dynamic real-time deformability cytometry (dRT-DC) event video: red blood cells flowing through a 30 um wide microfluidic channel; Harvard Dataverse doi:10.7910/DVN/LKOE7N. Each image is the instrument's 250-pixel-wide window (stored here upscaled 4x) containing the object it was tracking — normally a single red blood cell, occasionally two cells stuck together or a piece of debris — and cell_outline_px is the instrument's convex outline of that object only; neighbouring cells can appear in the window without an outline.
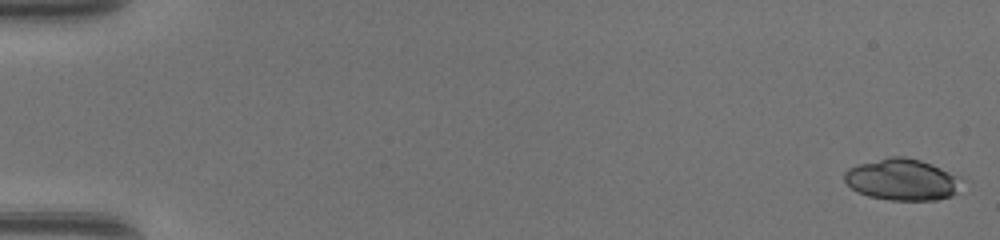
{"species": "common noctule bat (a hibernating species)", "species_latin": "Nyctalus noctula", "temperature_condition": "warm", "stored_images_in_passage": 48, "camera_frame_rate_fps": 3000, "um_per_image_px": 0.085, "animal": {"sex": "female", "body_mass_g": 17.0, "forearm_length_mm": 48.0}, "frame": {"image": 1, "passage_image": 1, "time_ms": 0.0, "image_size_px": [1000, 240], "cell_outline_px": [[964, 180], [956, 192], [952, 196], [936, 200], [888, 200], [868, 196], [852, 188], [844, 180], [844, 172], [848, 168], [860, 164], [892, 156], [904, 156], [920, 160], [940, 168]], "centroid_in_image_um": [76.68, 15.28], "position_along_channel_um": 8.3, "area_um2": 28.09}}
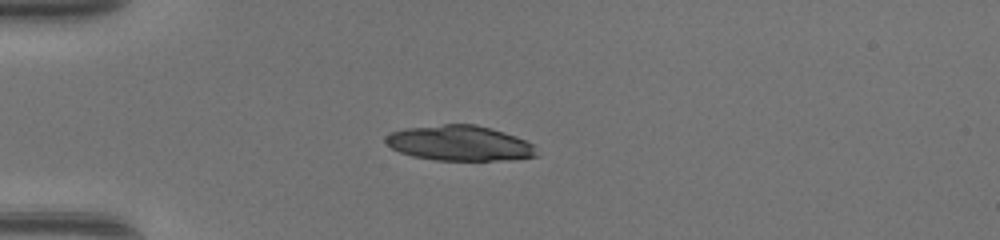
{"frame": {"image": 2, "passage_image": 14, "time_ms": 4.333, "image_size_px": [1000, 240], "cell_outline_px": [[540, 156], [512, 160], [436, 160], [412, 156], [400, 152], [392, 148], [384, 140], [384, 136], [392, 132], [404, 128], [444, 124], [476, 124], [492, 128], [516, 136], [532, 144]], "centroid_in_image_um": [39.08, 12.17], "position_along_channel_um": 45.9, "area_um2": 31.15}}
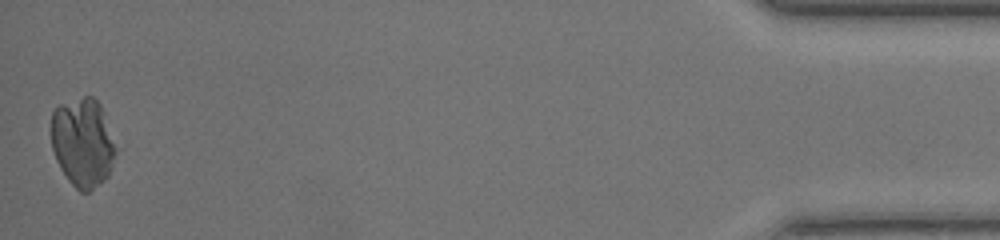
{"frame": {"image": 3, "passage_image": 48, "time_ms": 15.667, "image_size_px": [1000, 240], "cell_outline_px": [[116, 152], [108, 176], [104, 180], [88, 192], [80, 192], [68, 180], [60, 168], [56, 160], [52, 148], [52, 112], [60, 104], [84, 96], [92, 96], [100, 104]], "centroid_in_image_um": [7.01, 12.12], "position_along_channel_um": 428.2, "area_um2": 32.89}}